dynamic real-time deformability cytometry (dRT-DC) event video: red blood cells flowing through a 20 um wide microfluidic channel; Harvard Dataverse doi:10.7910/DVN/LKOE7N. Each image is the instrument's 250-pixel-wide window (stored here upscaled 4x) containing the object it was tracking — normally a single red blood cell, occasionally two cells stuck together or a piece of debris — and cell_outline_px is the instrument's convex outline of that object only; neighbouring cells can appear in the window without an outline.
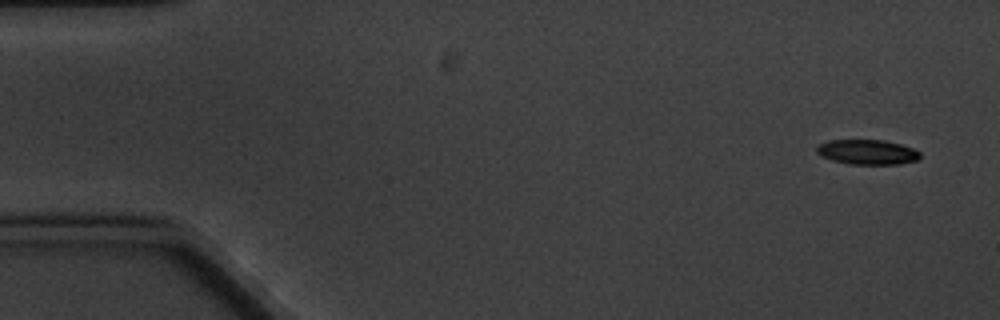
{"species": "common noctule bat (a hibernating species)", "species_latin": "Nyctalus noctula", "temperature_condition": "cold", "stored_images_in_passage": 5, "camera_frame_rate_fps": 3000, "um_per_image_px": 0.085, "animal": {"sex": "male", "body_mass_g": 20.1, "forearm_length_mm": 53.5}, "frame": {"image": 1, "passage_image": 1, "time_ms": 0.0, "image_size_px": [1000, 320], "cell_outline_px": [[920, 156], [916, 160], [900, 164], [848, 164], [832, 160], [820, 156], [816, 152], [816, 148], [820, 144], [828, 140], [884, 140], [900, 144], [912, 148], [920, 152]], "centroid_in_image_um": [73.69, 12.92], "position_along_channel_um": 11.3, "area_um2": 14.97}}
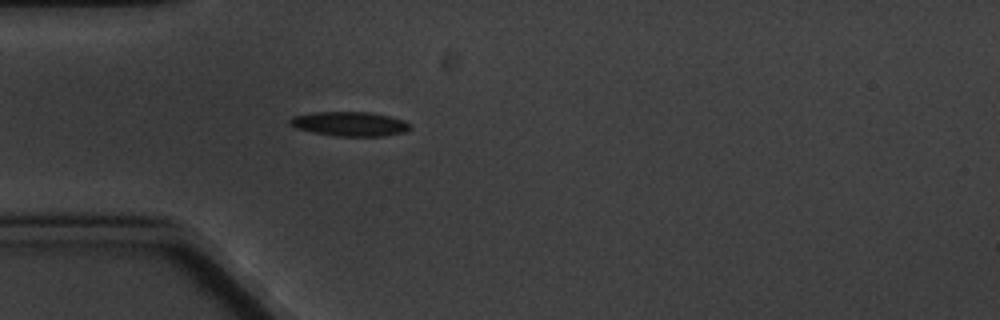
{"frame": {"image": 2, "passage_image": 5, "time_ms": 4.667, "image_size_px": [1000, 320], "cell_outline_px": [[412, 128], [404, 132], [384, 136], [336, 136], [312, 132], [296, 128], [288, 120], [292, 116], [312, 112], [372, 112], [404, 120]], "centroid_in_image_um": [29.72, 10.53], "position_along_channel_um": 55.3, "area_um2": 17.05}}